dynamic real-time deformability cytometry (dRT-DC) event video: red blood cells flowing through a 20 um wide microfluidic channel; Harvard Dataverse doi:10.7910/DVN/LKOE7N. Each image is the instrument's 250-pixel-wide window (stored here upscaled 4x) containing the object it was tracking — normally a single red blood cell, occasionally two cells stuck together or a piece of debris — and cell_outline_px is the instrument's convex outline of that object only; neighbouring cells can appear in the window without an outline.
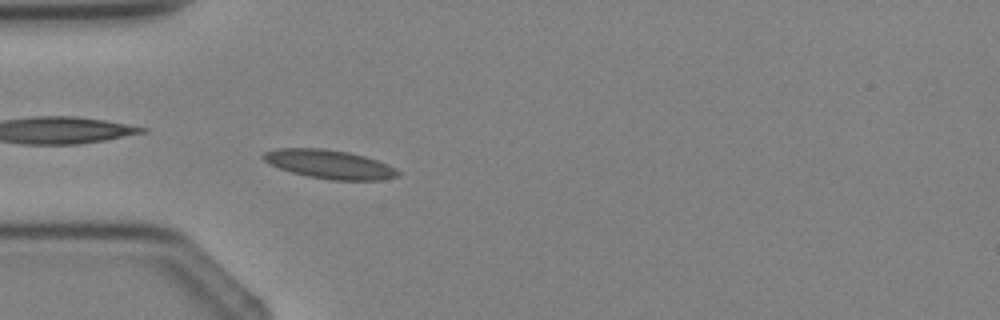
{"species": "Egyptian fruit bat (a non-hibernating species)", "species_latin": "Rousettus aegyptiacus", "temperature_condition": "cold", "stored_images_in_passage": 3, "camera_frame_rate_fps": 3000, "um_per_image_px": 0.085, "animal": {"sex": "female"}, "frame": {"image": 1, "passage_image": 3, "time_ms": 2.333, "image_size_px": [1000, 320], "cell_outline_px": [[400, 176], [380, 180], [332, 180], [308, 176], [292, 172], [268, 164], [260, 156], [264, 152], [276, 148], [320, 148], [348, 152], [364, 156], [388, 164], [396, 168], [400, 172]], "centroid_in_image_um": [28.0, 13.96], "position_along_channel_um": 57.0, "area_um2": 22.6}}